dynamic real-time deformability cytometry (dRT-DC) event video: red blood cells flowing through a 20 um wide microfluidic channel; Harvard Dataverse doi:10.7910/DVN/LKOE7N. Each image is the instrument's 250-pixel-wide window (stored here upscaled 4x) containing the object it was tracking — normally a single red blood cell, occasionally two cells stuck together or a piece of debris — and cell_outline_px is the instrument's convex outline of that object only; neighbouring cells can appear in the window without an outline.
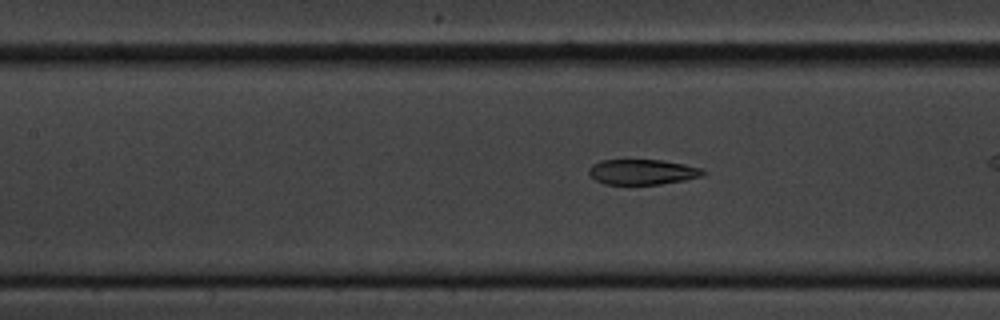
{"species": "common noctule bat (a hibernating species)", "species_latin": "Nyctalus noctula", "temperature_condition": "cold", "stored_images_in_passage": 45, "segment_of_instrument_passage": [1, 2], "camera_frame_rate_fps": 3000, "um_per_image_px": 0.085, "animal": {"sex": "male", "body_mass_g": 20.1, "forearm_length_mm": 53.5}, "frame": {"image": 1, "passage_image": 25, "time_ms": 8.0, "image_size_px": [1000, 320], "cell_outline_px": [[708, 172], [704, 176], [684, 180], [660, 184], [604, 184], [596, 180], [588, 172], [588, 168], [592, 164], [600, 160], [664, 160], [684, 164], [700, 168]], "centroid_in_image_um": [54.62, 14.61], "position_along_channel_um": 152.8, "area_um2": 16.88}}
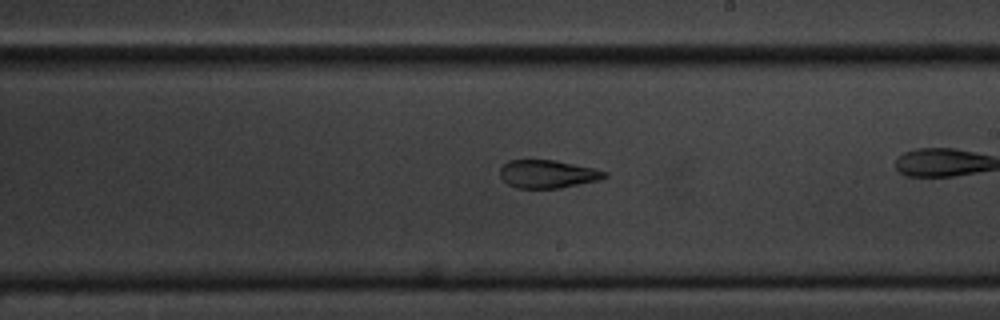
{"frame": {"image": 2, "passage_image": 33, "time_ms": 10.667, "image_size_px": [1000, 320], "cell_outline_px": [[608, 176], [600, 180], [560, 188], [516, 188], [508, 184], [500, 176], [500, 168], [508, 160], [556, 160], [592, 168], [608, 172]], "centroid_in_image_um": [46.56, 14.79], "position_along_channel_um": 242.4, "area_um2": 17.11}}
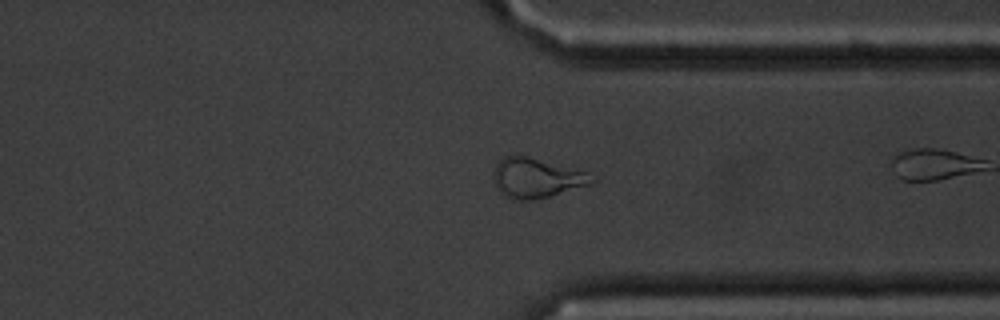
{"frame": {"image": 3, "passage_image": 44, "time_ms": 14.333, "image_size_px": [1000, 320], "cell_outline_px": [[596, 184], [532, 200], [512, 200], [504, 196], [496, 188], [496, 164], [504, 156], [516, 152], [588, 172], [596, 180]], "centroid_in_image_um": [45.64, 15.1], "position_along_channel_um": 365.8, "area_um2": 23.18}}